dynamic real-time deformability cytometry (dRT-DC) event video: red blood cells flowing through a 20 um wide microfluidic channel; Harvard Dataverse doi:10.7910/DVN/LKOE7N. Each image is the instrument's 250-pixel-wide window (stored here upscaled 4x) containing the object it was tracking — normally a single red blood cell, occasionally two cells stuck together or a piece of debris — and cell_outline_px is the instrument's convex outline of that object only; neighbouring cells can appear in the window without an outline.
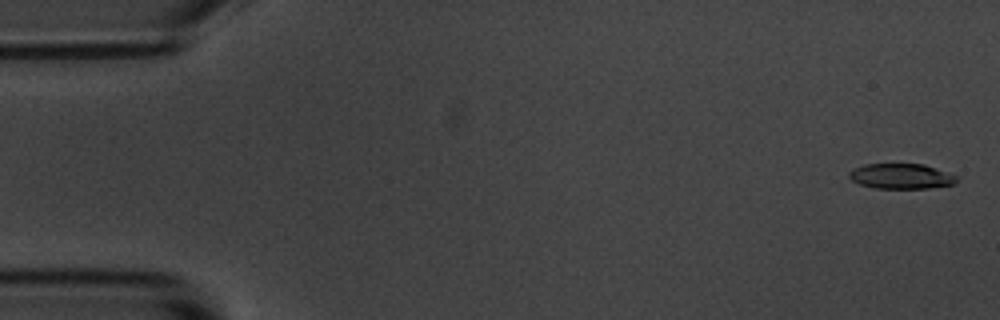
{"species": "common noctule bat (a hibernating species)", "species_latin": "Nyctalus noctula", "temperature_condition": "room temperature", "stored_images_in_passage": 3, "camera_frame_rate_fps": 3000, "um_per_image_px": 0.085, "animal": {"sex": "male", "body_mass_g": 20.1, "forearm_length_mm": 53.5}, "frame": {"image": 1, "passage_image": 1, "time_ms": 0.0, "image_size_px": [1000, 320], "cell_outline_px": [[960, 180], [952, 184], [928, 188], [876, 188], [860, 184], [852, 180], [848, 176], [848, 172], [852, 168], [864, 164], [924, 164], [956, 176]], "centroid_in_image_um": [76.56, 14.97], "position_along_channel_um": 8.4, "area_um2": 15.72}}